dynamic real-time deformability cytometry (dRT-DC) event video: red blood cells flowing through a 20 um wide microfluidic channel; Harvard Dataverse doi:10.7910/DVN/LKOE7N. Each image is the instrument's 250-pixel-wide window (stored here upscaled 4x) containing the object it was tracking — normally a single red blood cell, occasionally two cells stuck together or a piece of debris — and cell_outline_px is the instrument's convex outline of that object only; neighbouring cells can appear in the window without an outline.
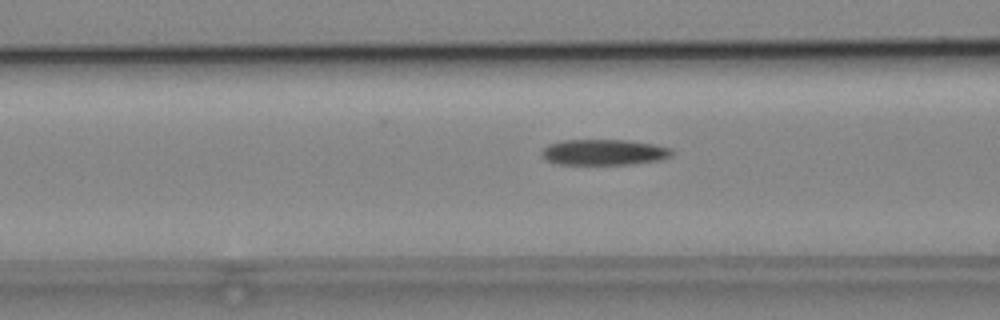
{"species": "common noctule bat (a hibernating species)", "species_latin": "Nyctalus noctula", "temperature_condition": "cold", "stored_images_in_passage": 43, "camera_frame_rate_fps": 3000, "um_per_image_px": 0.085, "animal": {"sex": "male", "body_mass_g": 19.2, "forearm_length_mm": 51.8}, "frame": {"image": 1, "passage_image": 10, "time_ms": 3.0, "image_size_px": [1000, 320], "cell_outline_px": [[672, 156], [660, 160], [632, 164], [560, 164], [544, 160], [540, 156], [540, 152], [548, 144], [564, 140], [624, 140], [652, 144], [672, 148]], "centroid_in_image_um": [51.3, 12.94], "position_along_channel_um": 115.3, "area_um2": 19.59}}
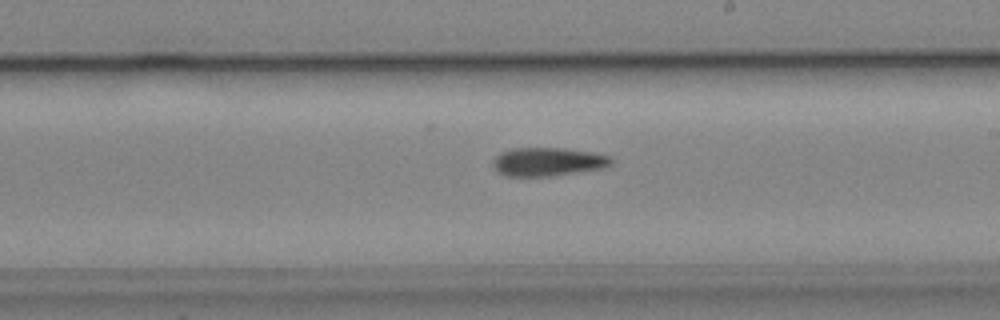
{"frame": {"image": 2, "passage_image": 20, "time_ms": 6.333, "image_size_px": [1000, 320], "cell_outline_px": [[612, 164], [608, 168], [548, 176], [508, 176], [496, 172], [492, 164], [492, 160], [500, 152], [512, 148], [564, 148], [596, 152], [612, 156]], "centroid_in_image_um": [46.61, 13.74], "position_along_channel_um": 242.4, "area_um2": 20.06}}
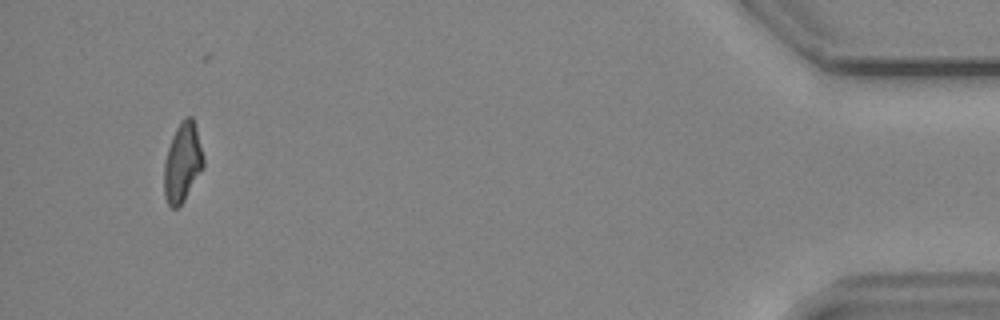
{"frame": {"image": 3, "passage_image": 40, "time_ms": 13.0, "image_size_px": [1000, 320], "cell_outline_px": [[204, 168], [184, 200], [176, 208], [172, 208], [168, 204], [164, 196], [164, 164], [168, 148], [172, 136], [180, 120], [184, 116], [192, 116], [196, 128], [204, 156]], "centroid_in_image_um": [15.52, 13.79], "position_along_channel_um": 419.7, "area_um2": 18.26}}